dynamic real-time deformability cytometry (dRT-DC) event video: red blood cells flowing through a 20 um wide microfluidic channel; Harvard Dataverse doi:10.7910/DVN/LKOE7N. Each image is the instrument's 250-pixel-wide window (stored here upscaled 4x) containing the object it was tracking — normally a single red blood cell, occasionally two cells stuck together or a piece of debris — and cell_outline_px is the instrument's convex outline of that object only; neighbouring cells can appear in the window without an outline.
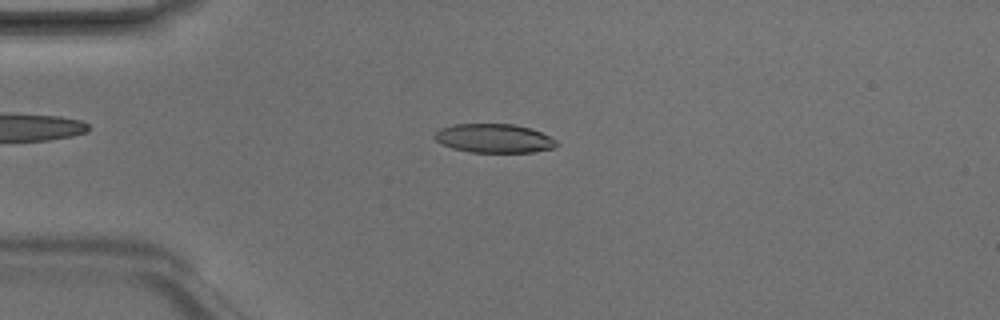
{"species": "Egyptian fruit bat (a non-hibernating species)", "species_latin": "Rousettus aegyptiacus", "temperature_condition": "room temperature", "stored_images_in_passage": 6, "camera_frame_rate_fps": 3000, "um_per_image_px": 0.085, "animal": {"sex": "male"}, "frame": {"image": 1, "passage_image": 4, "time_ms": 1.0, "image_size_px": [1000, 320], "cell_outline_px": [[560, 144], [556, 148], [532, 152], [468, 152], [452, 148], [440, 144], [432, 136], [440, 128], [452, 124], [516, 124], [532, 128], [556, 140]], "centroid_in_image_um": [41.99, 11.76], "position_along_channel_um": 43.0, "area_um2": 20.81}}
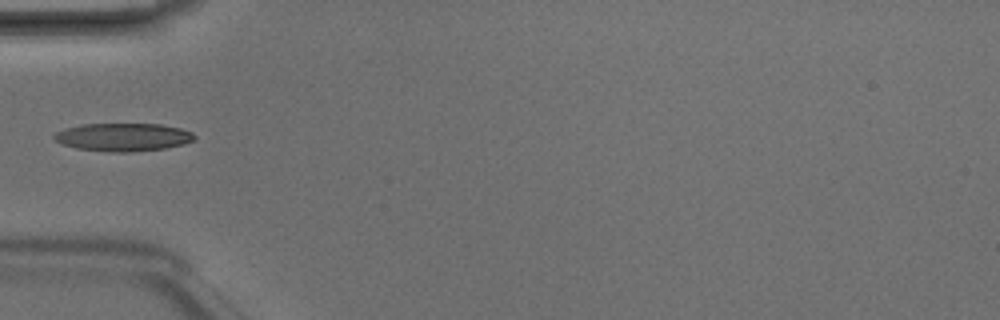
{"frame": {"image": 2, "passage_image": 5, "time_ms": 1.333, "image_size_px": [1000, 320], "cell_outline_px": [[196, 140], [164, 148], [128, 152], [108, 152], [76, 148], [64, 144], [56, 140], [52, 136], [56, 132], [64, 128], [84, 124], [160, 124], [180, 128], [192, 132], [196, 136]], "centroid_in_image_um": [10.46, 11.65], "position_along_channel_um": 74.5, "area_um2": 22.77}}